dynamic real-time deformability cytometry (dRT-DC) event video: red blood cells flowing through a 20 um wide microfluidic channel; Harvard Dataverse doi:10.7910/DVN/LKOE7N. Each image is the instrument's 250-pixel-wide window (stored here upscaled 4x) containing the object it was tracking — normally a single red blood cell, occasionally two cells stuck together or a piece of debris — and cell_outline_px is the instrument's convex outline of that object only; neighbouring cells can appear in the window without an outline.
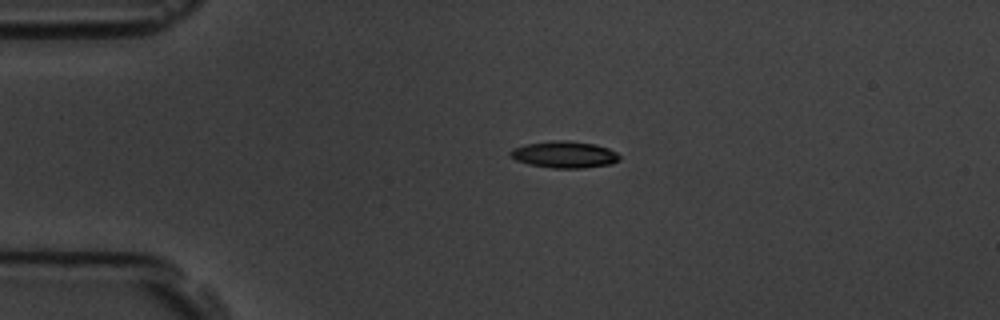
{"species": "common noctule bat (a hibernating species)", "species_latin": "Nyctalus noctula", "temperature_condition": "room temperature", "stored_images_in_passage": 3, "camera_frame_rate_fps": 3000, "um_per_image_px": 0.085, "animal": {"sex": "male", "body_mass_g": 19.5, "forearm_length_mm": 54.6}, "frame": {"image": 1, "passage_image": 3, "time_ms": 2.0, "image_size_px": [1000, 320], "cell_outline_px": [[620, 160], [612, 164], [584, 168], [552, 168], [528, 164], [516, 160], [508, 152], [512, 148], [524, 144], [552, 140], [568, 140], [596, 144], [608, 148], [616, 152], [620, 156]], "centroid_in_image_um": [47.98, 13.13], "position_along_channel_um": 37.0, "area_um2": 17.22}}